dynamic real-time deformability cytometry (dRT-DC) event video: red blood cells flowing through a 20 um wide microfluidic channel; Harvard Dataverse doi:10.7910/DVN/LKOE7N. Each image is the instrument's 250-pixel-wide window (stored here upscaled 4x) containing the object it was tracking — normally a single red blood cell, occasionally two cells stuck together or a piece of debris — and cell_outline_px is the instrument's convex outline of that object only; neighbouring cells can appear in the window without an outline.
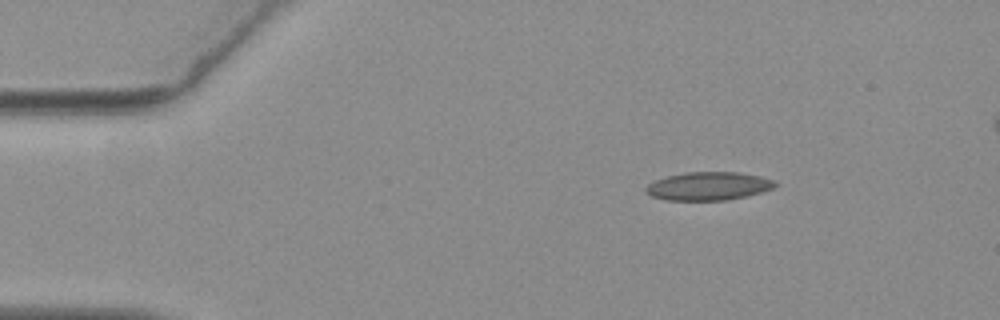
{"species": "common noctule bat (a hibernating species)", "species_latin": "Nyctalus noctula", "temperature_condition": "warm", "stored_images_in_passage": 13, "camera_frame_rate_fps": 3000, "um_per_image_px": 0.085, "animal": {"sex": "female", "body_mass_g": 19.3, "forearm_length_mm": 54.1}, "frame": {"image": 1, "passage_image": 1, "time_ms": 0.0, "image_size_px": [1000, 320], "cell_outline_px": [[776, 184], [772, 188], [760, 192], [728, 200], [668, 200], [652, 196], [644, 192], [644, 188], [648, 184], [656, 180], [668, 176], [684, 172], [736, 172], [760, 176], [776, 180]], "centroid_in_image_um": [60.19, 15.81], "position_along_channel_um": 24.8, "area_um2": 21.15}}
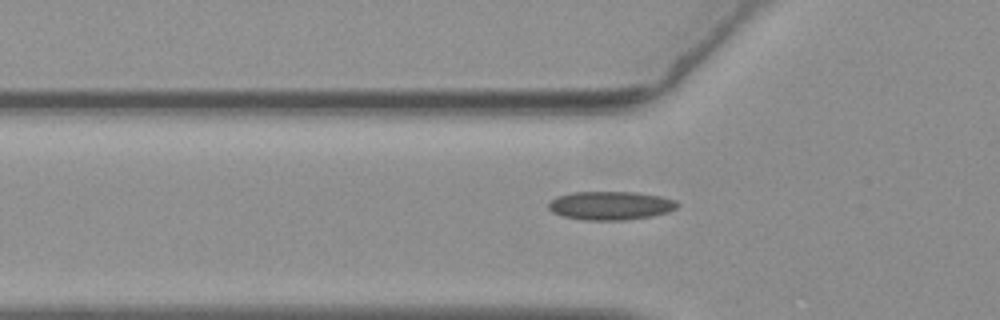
{"frame": {"image": 2, "passage_image": 11, "time_ms": 3.333, "image_size_px": [1000, 320], "cell_outline_px": [[680, 204], [676, 208], [668, 212], [652, 216], [624, 220], [584, 220], [564, 216], [552, 212], [548, 208], [548, 204], [556, 196], [572, 192], [636, 192], [660, 196], [676, 200]], "centroid_in_image_um": [51.91, 17.47], "position_along_channel_um": 73.9, "area_um2": 21.5}}